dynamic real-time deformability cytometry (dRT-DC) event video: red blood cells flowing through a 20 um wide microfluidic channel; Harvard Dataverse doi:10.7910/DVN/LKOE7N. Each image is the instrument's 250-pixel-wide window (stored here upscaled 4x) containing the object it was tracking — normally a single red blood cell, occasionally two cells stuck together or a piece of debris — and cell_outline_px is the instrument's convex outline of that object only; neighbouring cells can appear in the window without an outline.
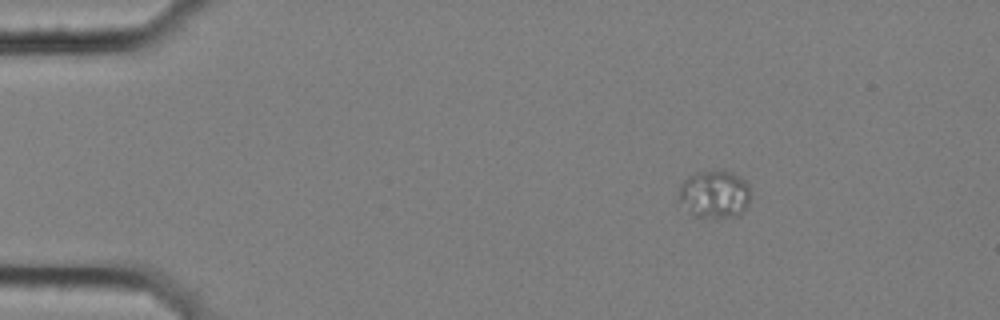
{"species": "common noctule bat (a hibernating species)", "species_latin": "Nyctalus noctula", "temperature_condition": "cold", "stored_images_in_passage": 4, "camera_frame_rate_fps": 3000, "um_per_image_px": 0.085, "animal": {"sex": "female", "body_mass_g": 25.1}, "frame": {"image": 1, "passage_image": 2, "time_ms": 0.333, "image_size_px": [1000, 320], "cell_outline_px": [[752, 196], [748, 204], [740, 216], [692, 216], [676, 204], [676, 200], [680, 184], [688, 176], [696, 172], [720, 168], [732, 172], [740, 176], [748, 184]], "centroid_in_image_um": [60.68, 16.48], "position_along_channel_um": 24.3, "area_um2": 20.92}}